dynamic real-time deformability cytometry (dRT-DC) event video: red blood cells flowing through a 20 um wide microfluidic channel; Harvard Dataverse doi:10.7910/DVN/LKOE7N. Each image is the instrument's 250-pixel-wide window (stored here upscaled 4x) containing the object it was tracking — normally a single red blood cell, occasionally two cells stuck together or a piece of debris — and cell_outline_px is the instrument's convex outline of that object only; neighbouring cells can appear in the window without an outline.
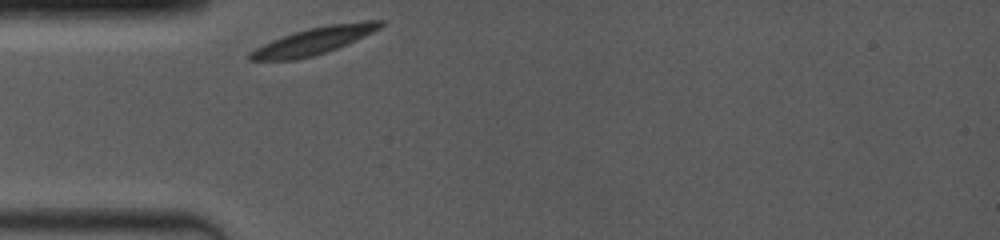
{"species": "common noctule bat (a hibernating species)", "species_latin": "Nyctalus noctula", "temperature_condition": "room temperature", "stored_images_in_passage": 26, "camera_frame_rate_fps": 4000, "um_per_image_px": 0.085, "animal": {"sex": "female", "body_mass_g": 19.0, "forearm_length_mm": 53.3}, "frame": {"image": 1, "passage_image": 1, "time_ms": 0.0, "image_size_px": [1000, 240], "cell_outline_px": [[384, 24], [380, 28], [356, 40], [336, 48], [312, 56], [296, 60], [248, 60], [248, 52], [272, 40], [308, 28], [328, 24], [368, 20], [384, 20]], "centroid_in_image_um": [26.69, 3.46], "position_along_channel_um": 58.3, "area_um2": 20.29}}
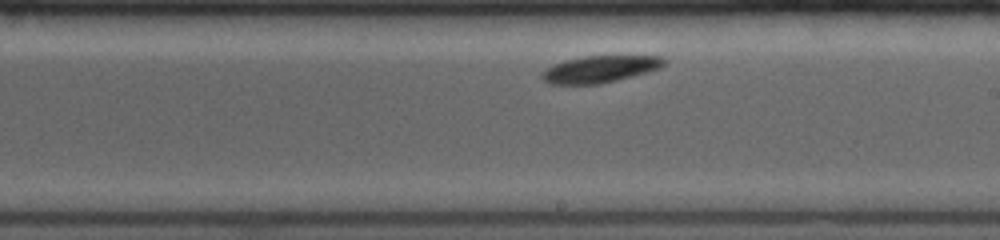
{"frame": {"image": 2, "passage_image": 16, "time_ms": 5.0, "image_size_px": [1000, 240], "cell_outline_px": [[668, 60], [660, 68], [648, 72], [600, 84], [552, 84], [544, 80], [540, 76], [540, 72], [552, 64], [564, 60], [584, 56], [664, 56]], "centroid_in_image_um": [50.99, 5.87], "position_along_channel_um": 238.0, "area_um2": 19.25}}
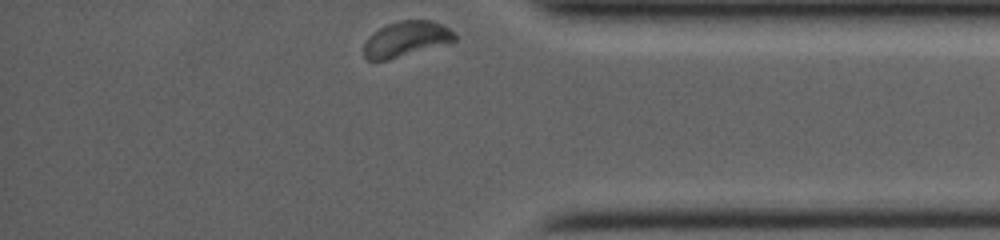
{"frame": {"image": 3, "passage_image": 26, "time_ms": 9.5, "image_size_px": [1000, 240], "cell_outline_px": [[456, 40], [452, 44], [388, 60], [368, 60], [364, 56], [364, 44], [368, 36], [380, 28], [388, 24], [400, 20], [432, 20], [448, 28], [456, 36]], "centroid_in_image_um": [34.56, 3.34], "position_along_channel_um": 400.6, "area_um2": 19.02}, "authors_computed_cell_mechanics": {"area_um2": 19.4497, "velocity_mm_per_s": 3.6829, "shape_relaxation_time_tau1_ms": 5.2563, "shape_relaxation_time_tau2_ms": null, "deformation_change_tau1": 0.1533, "deformation_change_tau2": null}}